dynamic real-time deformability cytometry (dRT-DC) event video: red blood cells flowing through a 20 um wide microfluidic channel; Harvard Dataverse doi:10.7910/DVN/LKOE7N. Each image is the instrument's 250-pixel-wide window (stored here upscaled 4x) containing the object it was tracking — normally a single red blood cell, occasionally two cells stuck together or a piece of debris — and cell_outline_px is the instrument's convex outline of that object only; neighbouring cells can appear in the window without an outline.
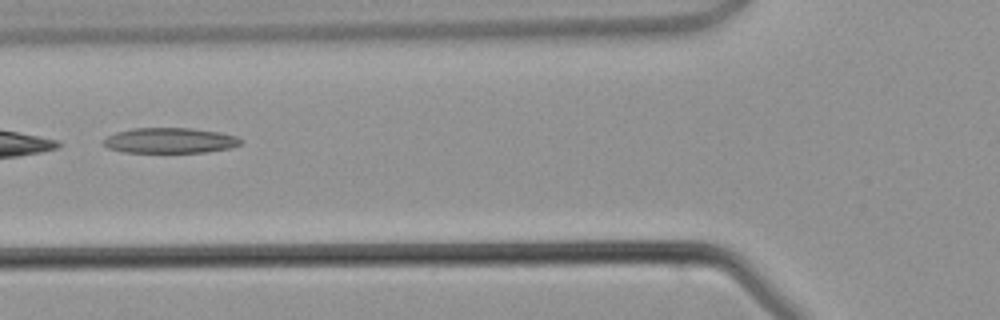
{"species": "common noctule bat (a hibernating species)", "species_latin": "Nyctalus noctula", "temperature_condition": "warm", "stored_images_in_passage": 3, "camera_frame_rate_fps": 3000, "um_per_image_px": 0.085, "animal": {"sex": "male", "body_mass_g": 21.5, "forearm_length_mm": 52.0}, "frame": {"image": 1, "passage_image": 3, "time_ms": 2.333, "image_size_px": [1000, 320], "cell_outline_px": [[244, 140], [240, 144], [232, 148], [204, 152], [124, 152], [108, 148], [100, 140], [116, 132], [132, 128], [192, 128], [220, 132], [236, 136]], "centroid_in_image_um": [14.45, 11.94], "position_along_channel_um": 111.3, "area_um2": 20.4}}